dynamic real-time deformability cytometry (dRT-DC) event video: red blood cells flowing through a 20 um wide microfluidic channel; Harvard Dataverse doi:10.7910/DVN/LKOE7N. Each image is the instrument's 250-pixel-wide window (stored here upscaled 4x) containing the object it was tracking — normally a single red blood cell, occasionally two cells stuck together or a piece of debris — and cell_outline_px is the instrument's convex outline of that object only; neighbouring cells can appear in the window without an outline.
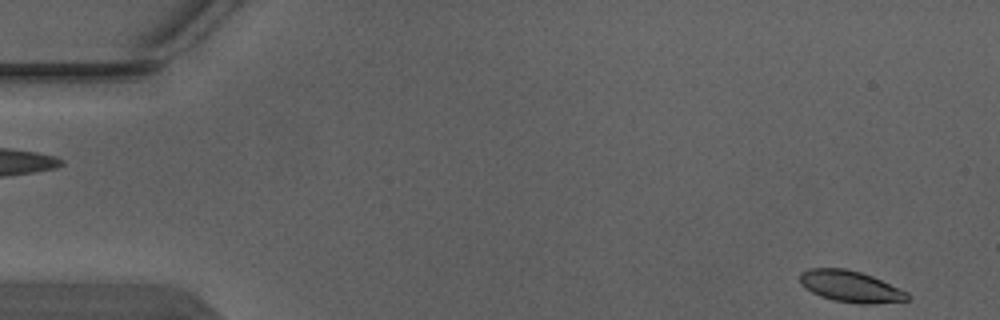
{"species": "Egyptian fruit bat (a non-hibernating species)", "species_latin": "Rousettus aegyptiacus", "temperature_condition": "warm", "stored_images_in_passage": 3, "camera_frame_rate_fps": 3000, "um_per_image_px": 0.085, "animal": {"sex": "male"}, "frame": {"image": 1, "passage_image": 1, "time_ms": 0.0, "image_size_px": [1000, 320], "cell_outline_px": [[912, 296], [908, 300], [872, 304], [856, 304], [832, 300], [820, 296], [804, 288], [800, 284], [800, 272], [808, 268], [844, 268], [860, 272], [872, 276], [908, 292]], "centroid_in_image_um": [72.28, 24.35], "position_along_channel_um": 12.7, "area_um2": 19.88}}